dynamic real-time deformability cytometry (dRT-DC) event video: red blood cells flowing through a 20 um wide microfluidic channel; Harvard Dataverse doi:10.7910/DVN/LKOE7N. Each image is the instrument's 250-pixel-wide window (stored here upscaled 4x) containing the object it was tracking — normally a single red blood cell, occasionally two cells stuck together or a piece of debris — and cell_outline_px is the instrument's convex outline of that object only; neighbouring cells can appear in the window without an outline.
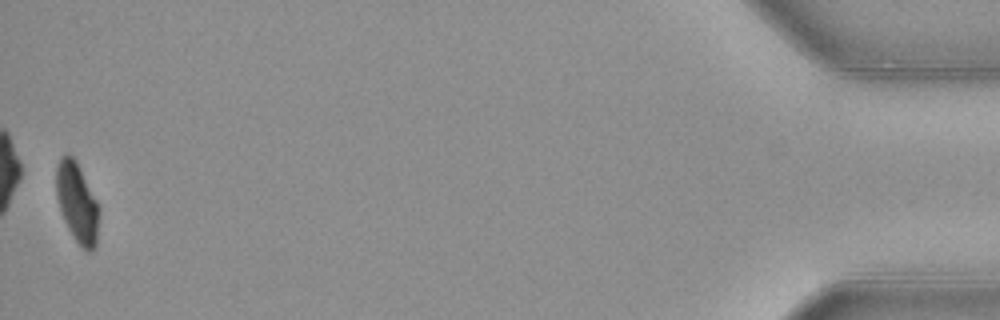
{"species": "common noctule bat (a hibernating species)", "species_latin": "Nyctalus noctula", "temperature_condition": "warm", "stored_images_in_passage": 43, "camera_frame_rate_fps": 3000, "um_per_image_px": 0.085, "animal": {"sex": "female", "body_mass_g": 21.9}, "frame": {"image": 1, "passage_image": 43, "time_ms": 14.0, "image_size_px": [1000, 320], "cell_outline_px": [[100, 212], [96, 248], [92, 252], [88, 252], [80, 248], [68, 228], [64, 220], [56, 196], [56, 168], [60, 160], [68, 152], [76, 160], [100, 208]], "centroid_in_image_um": [6.58, 17.29], "position_along_channel_um": 428.6, "area_um2": 20.06}, "authors_computed_cell_mechanics": {"area_um2": 23.2934, "velocity_mm_per_s": 3.9769, "shape_relaxation_time_tau1_ms": 2.5144, "shape_relaxation_time_tau2_ms": null, "deformation_change_tau1": 0.1241, "deformation_change_tau2": null}}